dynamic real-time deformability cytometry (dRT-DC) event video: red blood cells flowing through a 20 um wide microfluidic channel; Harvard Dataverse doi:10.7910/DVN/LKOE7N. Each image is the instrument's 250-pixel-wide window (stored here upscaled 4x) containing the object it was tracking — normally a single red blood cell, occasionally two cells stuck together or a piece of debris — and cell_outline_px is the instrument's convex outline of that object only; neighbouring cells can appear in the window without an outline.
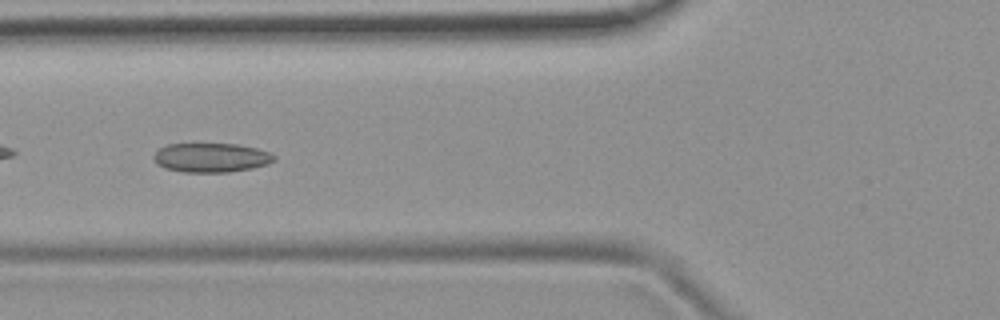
{"species": "common noctule bat (a hibernating species)", "species_latin": "Nyctalus noctula", "temperature_condition": "room temperature", "stored_images_in_passage": 38, "camera_frame_rate_fps": 3000, "um_per_image_px": 0.085, "animal": {"sex": "female", "body_mass_g": 19.9}, "frame": {"image": 1, "passage_image": 6, "time_ms": 1.667, "image_size_px": [1000, 320], "cell_outline_px": [[276, 160], [268, 164], [252, 168], [228, 172], [184, 172], [164, 168], [156, 164], [152, 156], [160, 148], [168, 144], [236, 144], [256, 148], [268, 152], [276, 156]], "centroid_in_image_um": [17.94, 13.4], "position_along_channel_um": 107.9, "area_um2": 20.52}}
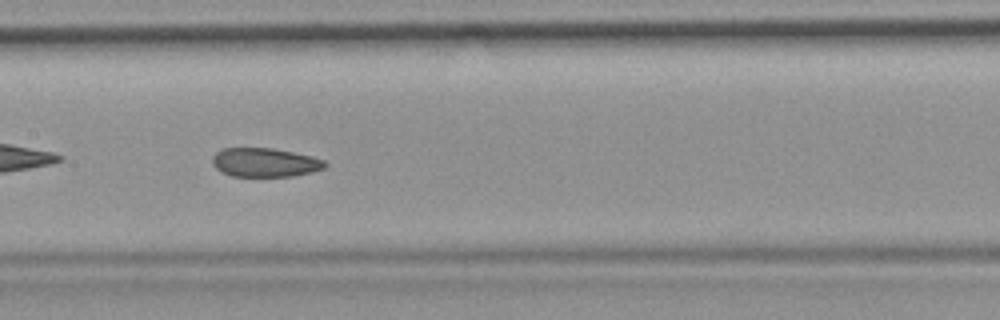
{"frame": {"image": 2, "passage_image": 12, "time_ms": 3.667, "image_size_px": [1000, 320], "cell_outline_px": [[328, 164], [324, 168], [312, 172], [292, 176], [232, 176], [216, 168], [212, 164], [212, 156], [216, 152], [224, 148], [272, 148], [312, 156], [324, 160]], "centroid_in_image_um": [22.52, 13.8], "position_along_channel_um": 184.9, "area_um2": 18.9}, "authors_computed_cell_mechanics": {"area_um2": 20.23, "velocity_mm_per_s": 3.8535, "shape_relaxation_time_tau1_ms": null, "shape_relaxation_time_tau2_ms": 2.1009, "deformation_change_tau1": null, "deformation_change_tau2": 0.0638}}